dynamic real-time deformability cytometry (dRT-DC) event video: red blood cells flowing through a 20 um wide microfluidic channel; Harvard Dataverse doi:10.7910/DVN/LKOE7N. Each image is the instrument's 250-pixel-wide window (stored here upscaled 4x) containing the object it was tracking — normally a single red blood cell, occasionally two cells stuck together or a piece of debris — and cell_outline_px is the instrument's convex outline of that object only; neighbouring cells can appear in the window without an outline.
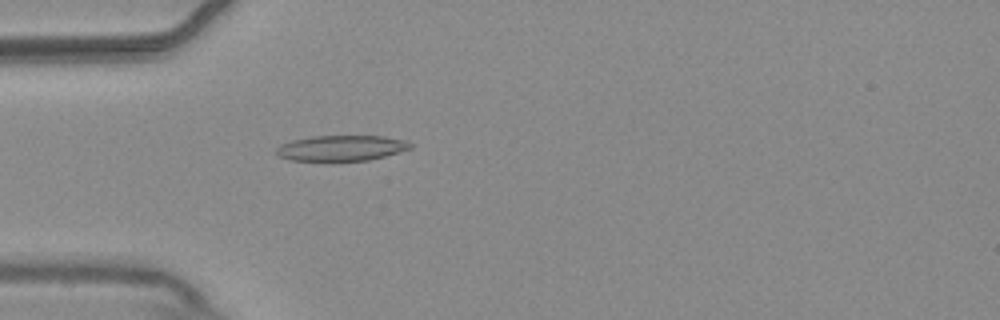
{"species": "common noctule bat (a hibernating species)", "species_latin": "Nyctalus noctula", "temperature_condition": "warm", "stored_images_in_passage": 47, "camera_frame_rate_fps": 3000, "um_per_image_px": 0.085, "animal": {"sex": "male", "body_mass_g": 20.4}, "frame": {"image": 1, "passage_image": 9, "time_ms": 2.667, "image_size_px": [1000, 320], "cell_outline_px": [[412, 148], [384, 156], [368, 160], [332, 164], [324, 164], [292, 160], [280, 156], [276, 152], [276, 148], [280, 144], [292, 140], [312, 136], [384, 136], [408, 140], [412, 144]], "centroid_in_image_um": [28.98, 12.63], "position_along_channel_um": 56.0, "area_um2": 20.98}}
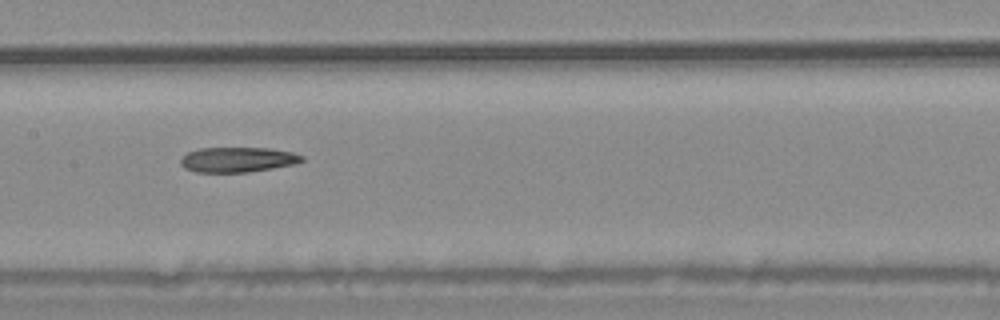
{"frame": {"image": 2, "passage_image": 20, "time_ms": 6.333, "image_size_px": [1000, 320], "cell_outline_px": [[304, 160], [296, 164], [248, 172], [196, 172], [184, 168], [180, 164], [180, 160], [188, 152], [200, 148], [268, 148], [292, 152], [304, 156]], "centroid_in_image_um": [20.21, 13.57], "position_along_channel_um": 187.2, "area_um2": 17.69}}
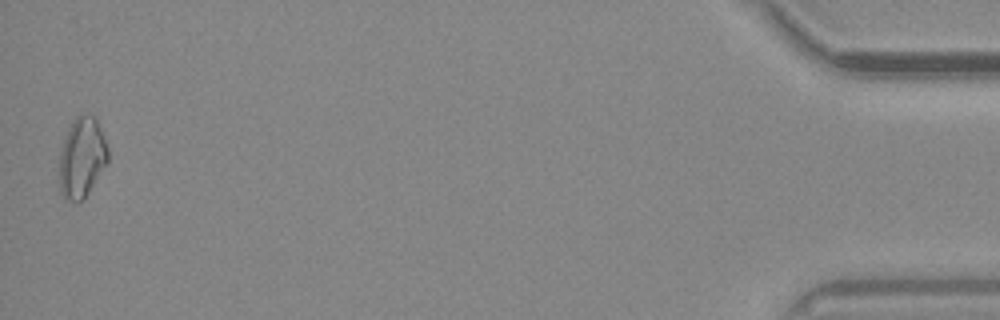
{"frame": {"image": 3, "passage_image": 47, "time_ms": 15.333, "image_size_px": [1000, 320], "cell_outline_px": [[108, 160], [84, 200], [64, 200], [60, 192], [60, 152], [68, 128], [72, 120], [80, 112], [96, 116], [104, 136], [108, 148]], "centroid_in_image_um": [6.97, 13.34], "position_along_channel_um": 428.2, "area_um2": 22.83}}